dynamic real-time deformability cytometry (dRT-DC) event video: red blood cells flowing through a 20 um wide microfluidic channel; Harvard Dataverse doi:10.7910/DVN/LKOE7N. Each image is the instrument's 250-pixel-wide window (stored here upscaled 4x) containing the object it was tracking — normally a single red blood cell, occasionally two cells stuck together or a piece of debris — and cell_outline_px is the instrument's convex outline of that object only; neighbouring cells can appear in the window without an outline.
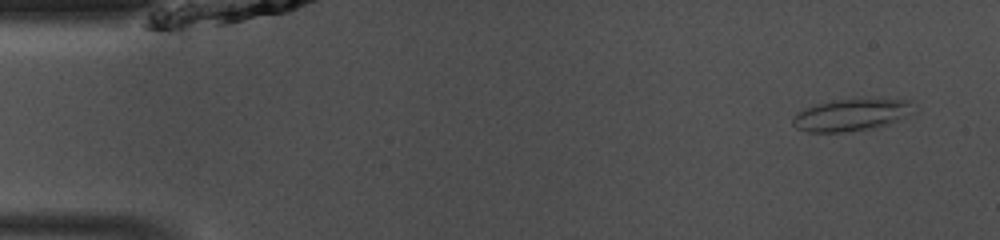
{"species": "common noctule bat (a hibernating species)", "species_latin": "Nyctalus noctula", "temperature_condition": "room temperature", "stored_images_in_passage": 47, "camera_frame_rate_fps": 3000, "um_per_image_px": 0.085, "animal": {"sex": "male", "body_mass_g": 13.0, "forearm_length_mm": 53.1}, "frame": {"image": 1, "passage_image": 3, "time_ms": 0.667, "image_size_px": [1000, 240], "cell_outline_px": [[912, 112], [888, 124], [876, 128], [840, 132], [808, 132], [796, 128], [792, 124], [792, 120], [800, 112], [816, 104], [832, 100], [912, 100]], "centroid_in_image_um": [72.33, 9.79], "position_along_channel_um": 12.7, "area_um2": 21.85}}
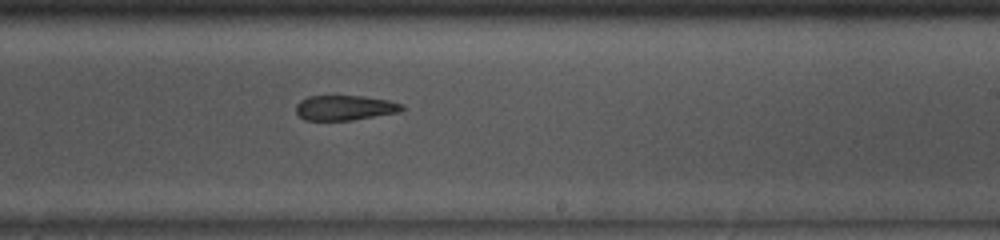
{"frame": {"image": 2, "passage_image": 28, "time_ms": 9.0, "image_size_px": [1000, 240], "cell_outline_px": [[404, 108], [400, 112], [352, 120], [304, 120], [296, 112], [296, 104], [300, 100], [308, 96], [364, 96], [388, 100], [404, 104]], "centroid_in_image_um": [29.32, 9.16], "position_along_channel_um": 259.7, "area_um2": 15.49}}
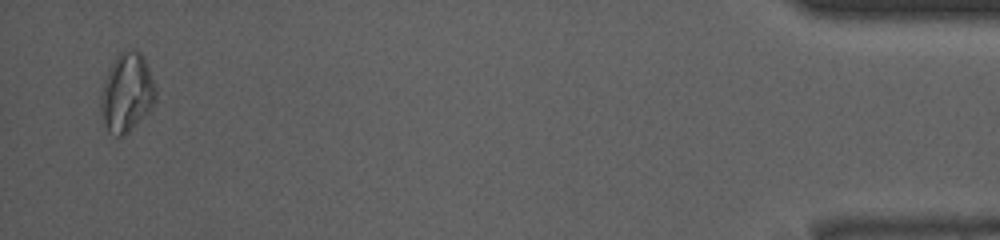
{"frame": {"image": 3, "passage_image": 46, "time_ms": 15.0, "image_size_px": [1000, 240], "cell_outline_px": [[156, 100], [128, 132], [124, 136], [116, 136], [108, 132], [100, 108], [100, 92], [104, 76], [116, 56], [120, 52], [132, 48], [140, 52], [144, 56], [156, 88]], "centroid_in_image_um": [10.75, 7.82], "position_along_channel_um": 424.5, "area_um2": 25.14}, "authors_computed_cell_mechanics": {"area_um2": 18.207, "velocity_mm_per_s": 4.1448, "shape_relaxation_time_tau1_ms": null, "shape_relaxation_time_tau2_ms": 8.9531, "deformation_change_tau1": null, "deformation_change_tau2": 0.1787}}